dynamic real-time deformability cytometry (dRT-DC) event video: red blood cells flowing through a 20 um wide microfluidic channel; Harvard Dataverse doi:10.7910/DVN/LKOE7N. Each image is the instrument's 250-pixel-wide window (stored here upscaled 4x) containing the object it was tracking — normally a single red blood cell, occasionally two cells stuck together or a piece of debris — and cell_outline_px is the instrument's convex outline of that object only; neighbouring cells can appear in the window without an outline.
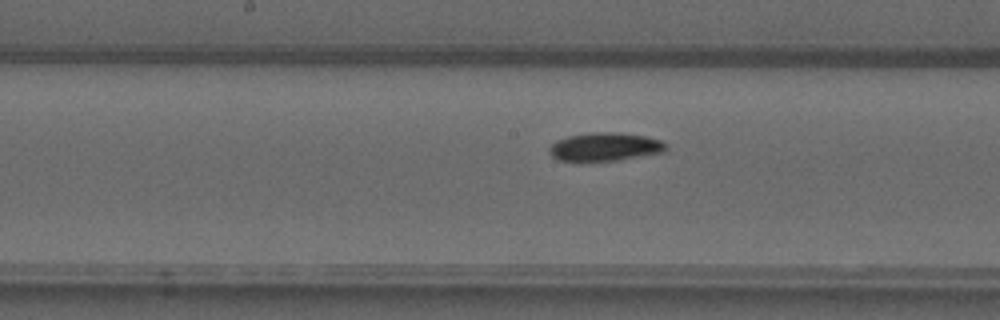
{"species": "common noctule bat (a hibernating species)", "species_latin": "Nyctalus noctula", "temperature_condition": "warm", "stored_images_in_passage": 49, "camera_frame_rate_fps": 3000, "um_per_image_px": 0.085, "animal": {"sex": "male", "forearm_length_mm": 52.5}, "frame": {"image": 1, "passage_image": 26, "time_ms": 8.333, "image_size_px": [1000, 320], "cell_outline_px": [[668, 148], [664, 152], [616, 160], [560, 160], [552, 156], [548, 152], [548, 148], [556, 140], [568, 136], [588, 132], [620, 132], [648, 136], [660, 140], [668, 144]], "centroid_in_image_um": [51.45, 12.45], "position_along_channel_um": 196.7, "area_um2": 19.31}}
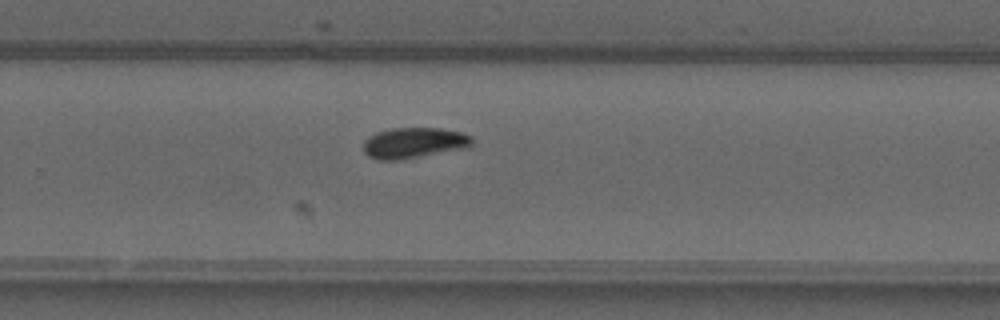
{"frame": {"image": 2, "passage_image": 33, "time_ms": 10.667, "image_size_px": [1000, 320], "cell_outline_px": [[472, 144], [468, 148], [400, 160], [380, 160], [368, 156], [364, 152], [364, 140], [368, 136], [376, 132], [392, 128], [440, 128], [464, 132], [472, 136]], "centroid_in_image_um": [35.2, 12.14], "position_along_channel_um": 294.6, "area_um2": 19.71}}
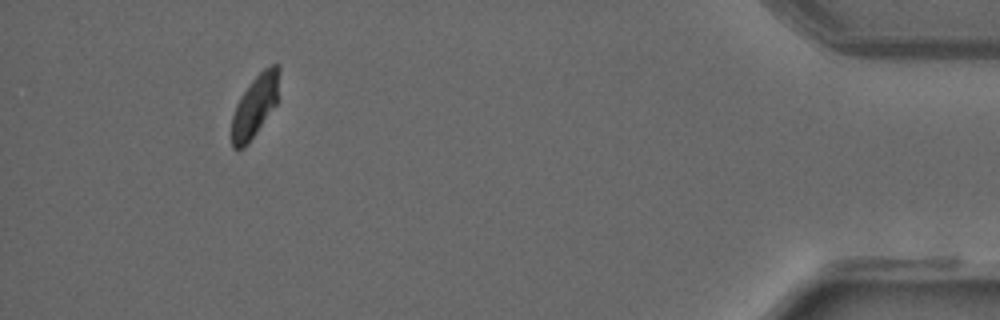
{"frame": {"image": 3, "passage_image": 46, "time_ms": 15.0, "image_size_px": [1000, 320], "cell_outline_px": [[280, 100], [248, 144], [244, 148], [232, 148], [232, 116], [236, 104], [240, 96], [252, 80], [264, 68], [272, 64], [276, 64], [280, 68]], "centroid_in_image_um": [21.72, 8.97], "position_along_channel_um": 413.5, "area_um2": 17.57}}